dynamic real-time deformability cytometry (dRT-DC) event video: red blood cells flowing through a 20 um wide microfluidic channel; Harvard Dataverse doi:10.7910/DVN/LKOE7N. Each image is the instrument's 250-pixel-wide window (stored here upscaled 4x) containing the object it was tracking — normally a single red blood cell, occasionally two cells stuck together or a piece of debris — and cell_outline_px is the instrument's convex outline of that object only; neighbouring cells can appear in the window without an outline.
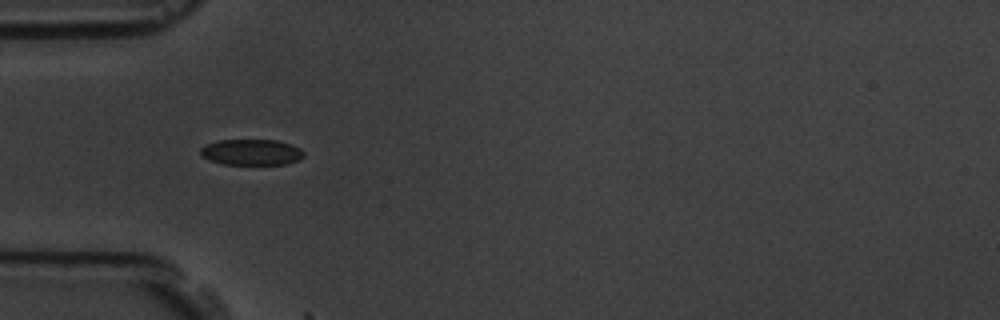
{"species": "common noctule bat (a hibernating species)", "species_latin": "Nyctalus noctula", "temperature_condition": "room temperature", "stored_images_in_passage": 9, "camera_frame_rate_fps": 3000, "um_per_image_px": 0.085, "animal": {"sex": "male", "body_mass_g": 19.5, "forearm_length_mm": 54.6}, "frame": {"image": 1, "passage_image": 4, "time_ms": 3.667, "image_size_px": [1000, 320], "cell_outline_px": [[304, 156], [300, 160], [284, 164], [220, 164], [208, 160], [200, 156], [200, 148], [208, 144], [220, 140], [276, 140], [292, 144], [300, 148], [304, 152]], "centroid_in_image_um": [21.37, 12.94], "position_along_channel_um": 63.6, "area_um2": 15.72}}